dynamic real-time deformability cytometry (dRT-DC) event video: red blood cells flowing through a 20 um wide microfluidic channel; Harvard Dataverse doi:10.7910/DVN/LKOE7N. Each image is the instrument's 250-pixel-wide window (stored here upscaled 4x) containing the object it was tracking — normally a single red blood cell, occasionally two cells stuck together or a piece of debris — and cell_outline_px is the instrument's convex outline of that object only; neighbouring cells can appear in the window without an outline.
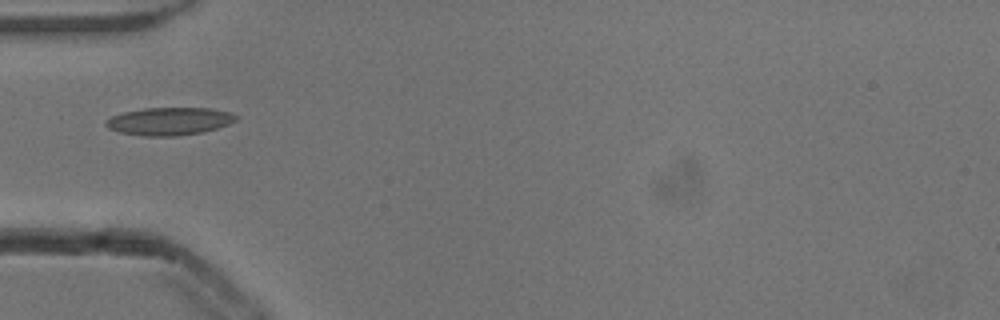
{"species": "common noctule bat (a hibernating species)", "species_latin": "Nyctalus noctula", "temperature_condition": "cold", "stored_images_in_passage": 16, "camera_frame_rate_fps": 3000, "um_per_image_px": 0.085, "animal": {"sex": "male", "body_mass_g": 13.3}, "frame": {"image": 1, "passage_image": 1, "time_ms": 0.0, "image_size_px": [1000, 320], "cell_outline_px": [[240, 116], [236, 120], [228, 124], [204, 132], [176, 136], [140, 136], [120, 132], [108, 128], [104, 124], [104, 120], [112, 116], [124, 112], [144, 108], [212, 108], [232, 112]], "centroid_in_image_um": [14.41, 10.3], "position_along_channel_um": 70.6, "area_um2": 21.27}}
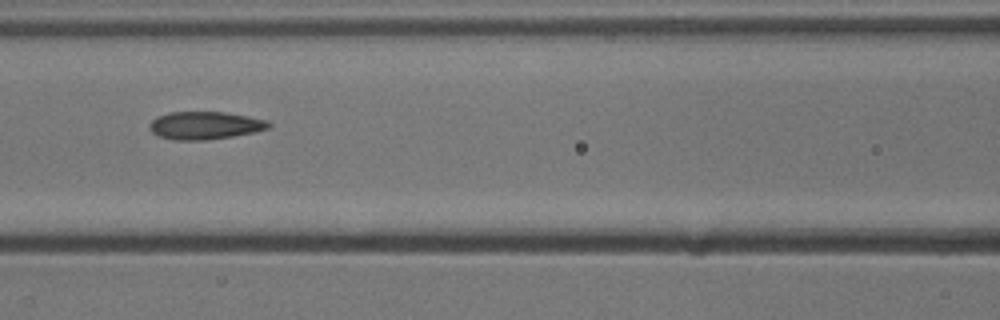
{"frame": {"image": 2, "passage_image": 7, "time_ms": 2.0, "image_size_px": [1000, 320], "cell_outline_px": [[272, 124], [268, 128], [252, 132], [232, 136], [204, 140], [172, 140], [156, 136], [148, 128], [148, 124], [156, 116], [168, 112], [224, 112], [248, 116], [268, 120]], "centroid_in_image_um": [17.36, 10.66], "position_along_channel_um": 149.2, "area_um2": 19.42}}
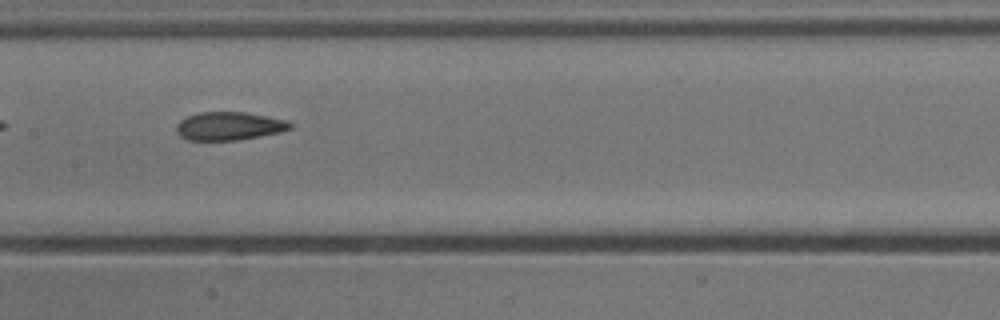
{"frame": {"image": 3, "passage_image": 10, "time_ms": 3.0, "image_size_px": [1000, 320], "cell_outline_px": [[292, 128], [280, 132], [240, 140], [188, 140], [180, 136], [176, 132], [176, 124], [180, 120], [188, 116], [200, 112], [244, 112], [268, 116], [288, 120], [292, 124]], "centroid_in_image_um": [19.48, 10.71], "position_along_channel_um": 187.9, "area_um2": 18.84}}